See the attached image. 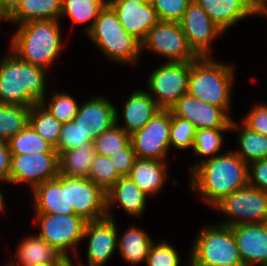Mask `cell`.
I'll return each instance as SVG.
<instances>
[{
  "label": "cell",
  "instance_id": "cell-33",
  "mask_svg": "<svg viewBox=\"0 0 267 266\" xmlns=\"http://www.w3.org/2000/svg\"><path fill=\"white\" fill-rule=\"evenodd\" d=\"M29 125L47 143L56 149L63 123L52 116L40 103L31 106Z\"/></svg>",
  "mask_w": 267,
  "mask_h": 266
},
{
  "label": "cell",
  "instance_id": "cell-27",
  "mask_svg": "<svg viewBox=\"0 0 267 266\" xmlns=\"http://www.w3.org/2000/svg\"><path fill=\"white\" fill-rule=\"evenodd\" d=\"M108 0H62L60 21L70 19V29L79 25L84 37L91 31L100 11L106 6ZM64 19V21H63ZM83 24V25H82Z\"/></svg>",
  "mask_w": 267,
  "mask_h": 266
},
{
  "label": "cell",
  "instance_id": "cell-22",
  "mask_svg": "<svg viewBox=\"0 0 267 266\" xmlns=\"http://www.w3.org/2000/svg\"><path fill=\"white\" fill-rule=\"evenodd\" d=\"M30 205L34 214H74L68 210L67 176L57 177L39 184L31 193Z\"/></svg>",
  "mask_w": 267,
  "mask_h": 266
},
{
  "label": "cell",
  "instance_id": "cell-49",
  "mask_svg": "<svg viewBox=\"0 0 267 266\" xmlns=\"http://www.w3.org/2000/svg\"><path fill=\"white\" fill-rule=\"evenodd\" d=\"M10 24V15L2 8L0 5V29L2 27V23Z\"/></svg>",
  "mask_w": 267,
  "mask_h": 266
},
{
  "label": "cell",
  "instance_id": "cell-37",
  "mask_svg": "<svg viewBox=\"0 0 267 266\" xmlns=\"http://www.w3.org/2000/svg\"><path fill=\"white\" fill-rule=\"evenodd\" d=\"M92 142L97 155L109 157L130 142V134L115 123Z\"/></svg>",
  "mask_w": 267,
  "mask_h": 266
},
{
  "label": "cell",
  "instance_id": "cell-14",
  "mask_svg": "<svg viewBox=\"0 0 267 266\" xmlns=\"http://www.w3.org/2000/svg\"><path fill=\"white\" fill-rule=\"evenodd\" d=\"M179 23L189 46L199 57L213 56L214 43L226 35L196 0L189 3Z\"/></svg>",
  "mask_w": 267,
  "mask_h": 266
},
{
  "label": "cell",
  "instance_id": "cell-52",
  "mask_svg": "<svg viewBox=\"0 0 267 266\" xmlns=\"http://www.w3.org/2000/svg\"><path fill=\"white\" fill-rule=\"evenodd\" d=\"M186 266H196V265H193L190 261L187 263Z\"/></svg>",
  "mask_w": 267,
  "mask_h": 266
},
{
  "label": "cell",
  "instance_id": "cell-21",
  "mask_svg": "<svg viewBox=\"0 0 267 266\" xmlns=\"http://www.w3.org/2000/svg\"><path fill=\"white\" fill-rule=\"evenodd\" d=\"M244 266H267V224L248 223L232 226Z\"/></svg>",
  "mask_w": 267,
  "mask_h": 266
},
{
  "label": "cell",
  "instance_id": "cell-17",
  "mask_svg": "<svg viewBox=\"0 0 267 266\" xmlns=\"http://www.w3.org/2000/svg\"><path fill=\"white\" fill-rule=\"evenodd\" d=\"M130 91L120 104L121 107L115 105V123L131 135L142 129L161 108L145 88Z\"/></svg>",
  "mask_w": 267,
  "mask_h": 266
},
{
  "label": "cell",
  "instance_id": "cell-42",
  "mask_svg": "<svg viewBox=\"0 0 267 266\" xmlns=\"http://www.w3.org/2000/svg\"><path fill=\"white\" fill-rule=\"evenodd\" d=\"M255 102L245 115H241L240 121L249 129L267 136V100Z\"/></svg>",
  "mask_w": 267,
  "mask_h": 266
},
{
  "label": "cell",
  "instance_id": "cell-28",
  "mask_svg": "<svg viewBox=\"0 0 267 266\" xmlns=\"http://www.w3.org/2000/svg\"><path fill=\"white\" fill-rule=\"evenodd\" d=\"M230 132H235L234 136L238 141V147L232 150L247 164L267 158V136L259 134L241 121L233 118Z\"/></svg>",
  "mask_w": 267,
  "mask_h": 266
},
{
  "label": "cell",
  "instance_id": "cell-15",
  "mask_svg": "<svg viewBox=\"0 0 267 266\" xmlns=\"http://www.w3.org/2000/svg\"><path fill=\"white\" fill-rule=\"evenodd\" d=\"M68 210L86 221H97L107 217L106 192L88 177L67 176Z\"/></svg>",
  "mask_w": 267,
  "mask_h": 266
},
{
  "label": "cell",
  "instance_id": "cell-24",
  "mask_svg": "<svg viewBox=\"0 0 267 266\" xmlns=\"http://www.w3.org/2000/svg\"><path fill=\"white\" fill-rule=\"evenodd\" d=\"M171 162L151 159H136L129 177L150 198L160 196L167 181H170Z\"/></svg>",
  "mask_w": 267,
  "mask_h": 266
},
{
  "label": "cell",
  "instance_id": "cell-1",
  "mask_svg": "<svg viewBox=\"0 0 267 266\" xmlns=\"http://www.w3.org/2000/svg\"><path fill=\"white\" fill-rule=\"evenodd\" d=\"M186 176L188 191L210 210L227 195L248 185V165L228 148L204 160Z\"/></svg>",
  "mask_w": 267,
  "mask_h": 266
},
{
  "label": "cell",
  "instance_id": "cell-29",
  "mask_svg": "<svg viewBox=\"0 0 267 266\" xmlns=\"http://www.w3.org/2000/svg\"><path fill=\"white\" fill-rule=\"evenodd\" d=\"M62 0H22L10 16L11 27L30 21L59 20Z\"/></svg>",
  "mask_w": 267,
  "mask_h": 266
},
{
  "label": "cell",
  "instance_id": "cell-46",
  "mask_svg": "<svg viewBox=\"0 0 267 266\" xmlns=\"http://www.w3.org/2000/svg\"><path fill=\"white\" fill-rule=\"evenodd\" d=\"M246 4L258 15L267 20V0H244Z\"/></svg>",
  "mask_w": 267,
  "mask_h": 266
},
{
  "label": "cell",
  "instance_id": "cell-25",
  "mask_svg": "<svg viewBox=\"0 0 267 266\" xmlns=\"http://www.w3.org/2000/svg\"><path fill=\"white\" fill-rule=\"evenodd\" d=\"M210 19L225 33L239 22L258 15L244 0H196Z\"/></svg>",
  "mask_w": 267,
  "mask_h": 266
},
{
  "label": "cell",
  "instance_id": "cell-43",
  "mask_svg": "<svg viewBox=\"0 0 267 266\" xmlns=\"http://www.w3.org/2000/svg\"><path fill=\"white\" fill-rule=\"evenodd\" d=\"M109 158L111 159L116 172L121 177L129 176L131 168L137 159L131 141L117 153H113L111 156H109Z\"/></svg>",
  "mask_w": 267,
  "mask_h": 266
},
{
  "label": "cell",
  "instance_id": "cell-41",
  "mask_svg": "<svg viewBox=\"0 0 267 266\" xmlns=\"http://www.w3.org/2000/svg\"><path fill=\"white\" fill-rule=\"evenodd\" d=\"M192 0H150L159 21L180 22Z\"/></svg>",
  "mask_w": 267,
  "mask_h": 266
},
{
  "label": "cell",
  "instance_id": "cell-6",
  "mask_svg": "<svg viewBox=\"0 0 267 266\" xmlns=\"http://www.w3.org/2000/svg\"><path fill=\"white\" fill-rule=\"evenodd\" d=\"M197 229L189 249V261L196 266H244L232 228L216 222Z\"/></svg>",
  "mask_w": 267,
  "mask_h": 266
},
{
  "label": "cell",
  "instance_id": "cell-45",
  "mask_svg": "<svg viewBox=\"0 0 267 266\" xmlns=\"http://www.w3.org/2000/svg\"><path fill=\"white\" fill-rule=\"evenodd\" d=\"M11 152L9 150V145L7 141L0 140V198L5 206L6 200H5V194L6 193L2 185H9V175H10V169H11ZM3 190V191H2ZM4 192V193H2Z\"/></svg>",
  "mask_w": 267,
  "mask_h": 266
},
{
  "label": "cell",
  "instance_id": "cell-47",
  "mask_svg": "<svg viewBox=\"0 0 267 266\" xmlns=\"http://www.w3.org/2000/svg\"><path fill=\"white\" fill-rule=\"evenodd\" d=\"M22 0H0L2 8L11 16L21 4Z\"/></svg>",
  "mask_w": 267,
  "mask_h": 266
},
{
  "label": "cell",
  "instance_id": "cell-35",
  "mask_svg": "<svg viewBox=\"0 0 267 266\" xmlns=\"http://www.w3.org/2000/svg\"><path fill=\"white\" fill-rule=\"evenodd\" d=\"M7 142L11 154L57 152V150L35 132L29 124Z\"/></svg>",
  "mask_w": 267,
  "mask_h": 266
},
{
  "label": "cell",
  "instance_id": "cell-9",
  "mask_svg": "<svg viewBox=\"0 0 267 266\" xmlns=\"http://www.w3.org/2000/svg\"><path fill=\"white\" fill-rule=\"evenodd\" d=\"M224 215V219L215 220L224 226L267 221V192L247 185L227 195L213 208Z\"/></svg>",
  "mask_w": 267,
  "mask_h": 266
},
{
  "label": "cell",
  "instance_id": "cell-36",
  "mask_svg": "<svg viewBox=\"0 0 267 266\" xmlns=\"http://www.w3.org/2000/svg\"><path fill=\"white\" fill-rule=\"evenodd\" d=\"M178 248L166 239L154 241L149 249L145 266H180L182 259ZM186 264L189 262V254H187Z\"/></svg>",
  "mask_w": 267,
  "mask_h": 266
},
{
  "label": "cell",
  "instance_id": "cell-39",
  "mask_svg": "<svg viewBox=\"0 0 267 266\" xmlns=\"http://www.w3.org/2000/svg\"><path fill=\"white\" fill-rule=\"evenodd\" d=\"M111 159L104 155H96L91 164L88 178L107 192L121 177L113 167Z\"/></svg>",
  "mask_w": 267,
  "mask_h": 266
},
{
  "label": "cell",
  "instance_id": "cell-34",
  "mask_svg": "<svg viewBox=\"0 0 267 266\" xmlns=\"http://www.w3.org/2000/svg\"><path fill=\"white\" fill-rule=\"evenodd\" d=\"M31 107L0 103V140L8 141L29 124Z\"/></svg>",
  "mask_w": 267,
  "mask_h": 266
},
{
  "label": "cell",
  "instance_id": "cell-32",
  "mask_svg": "<svg viewBox=\"0 0 267 266\" xmlns=\"http://www.w3.org/2000/svg\"><path fill=\"white\" fill-rule=\"evenodd\" d=\"M51 91V93H50ZM81 101H77L75 96L65 90H58L52 85L40 104L47 109L59 122L67 123L73 121L79 111Z\"/></svg>",
  "mask_w": 267,
  "mask_h": 266
},
{
  "label": "cell",
  "instance_id": "cell-3",
  "mask_svg": "<svg viewBox=\"0 0 267 266\" xmlns=\"http://www.w3.org/2000/svg\"><path fill=\"white\" fill-rule=\"evenodd\" d=\"M62 24L60 20H40L16 25L8 39V48L24 62L51 72L68 46Z\"/></svg>",
  "mask_w": 267,
  "mask_h": 266
},
{
  "label": "cell",
  "instance_id": "cell-13",
  "mask_svg": "<svg viewBox=\"0 0 267 266\" xmlns=\"http://www.w3.org/2000/svg\"><path fill=\"white\" fill-rule=\"evenodd\" d=\"M82 242L87 243L86 264L81 254L77 255L82 266H107L118 250L117 220L105 217L87 221Z\"/></svg>",
  "mask_w": 267,
  "mask_h": 266
},
{
  "label": "cell",
  "instance_id": "cell-23",
  "mask_svg": "<svg viewBox=\"0 0 267 266\" xmlns=\"http://www.w3.org/2000/svg\"><path fill=\"white\" fill-rule=\"evenodd\" d=\"M14 253L3 266H53L63 257L34 231L18 241Z\"/></svg>",
  "mask_w": 267,
  "mask_h": 266
},
{
  "label": "cell",
  "instance_id": "cell-18",
  "mask_svg": "<svg viewBox=\"0 0 267 266\" xmlns=\"http://www.w3.org/2000/svg\"><path fill=\"white\" fill-rule=\"evenodd\" d=\"M106 198L107 217L115 220L117 219L114 213L115 207L117 211L119 210L118 213L122 211L132 220H139L147 213L148 199H151L129 176L120 177L106 192Z\"/></svg>",
  "mask_w": 267,
  "mask_h": 266
},
{
  "label": "cell",
  "instance_id": "cell-4",
  "mask_svg": "<svg viewBox=\"0 0 267 266\" xmlns=\"http://www.w3.org/2000/svg\"><path fill=\"white\" fill-rule=\"evenodd\" d=\"M236 64L214 56L198 57L190 62L188 94L222 108L232 119ZM233 93V94H232Z\"/></svg>",
  "mask_w": 267,
  "mask_h": 266
},
{
  "label": "cell",
  "instance_id": "cell-12",
  "mask_svg": "<svg viewBox=\"0 0 267 266\" xmlns=\"http://www.w3.org/2000/svg\"><path fill=\"white\" fill-rule=\"evenodd\" d=\"M171 112L161 109L149 122L130 135L138 159L169 162Z\"/></svg>",
  "mask_w": 267,
  "mask_h": 266
},
{
  "label": "cell",
  "instance_id": "cell-19",
  "mask_svg": "<svg viewBox=\"0 0 267 266\" xmlns=\"http://www.w3.org/2000/svg\"><path fill=\"white\" fill-rule=\"evenodd\" d=\"M107 95L92 94L80 102L73 121L79 125L91 141L115 124V103Z\"/></svg>",
  "mask_w": 267,
  "mask_h": 266
},
{
  "label": "cell",
  "instance_id": "cell-40",
  "mask_svg": "<svg viewBox=\"0 0 267 266\" xmlns=\"http://www.w3.org/2000/svg\"><path fill=\"white\" fill-rule=\"evenodd\" d=\"M92 142L88 134L74 121L63 123L56 150L58 155L68 149H75L81 144Z\"/></svg>",
  "mask_w": 267,
  "mask_h": 266
},
{
  "label": "cell",
  "instance_id": "cell-7",
  "mask_svg": "<svg viewBox=\"0 0 267 266\" xmlns=\"http://www.w3.org/2000/svg\"><path fill=\"white\" fill-rule=\"evenodd\" d=\"M36 234L63 256H77L87 221L77 214H32ZM38 227V228H37Z\"/></svg>",
  "mask_w": 267,
  "mask_h": 266
},
{
  "label": "cell",
  "instance_id": "cell-20",
  "mask_svg": "<svg viewBox=\"0 0 267 266\" xmlns=\"http://www.w3.org/2000/svg\"><path fill=\"white\" fill-rule=\"evenodd\" d=\"M124 29L142 43L149 30L159 22L152 4L132 0H108Z\"/></svg>",
  "mask_w": 267,
  "mask_h": 266
},
{
  "label": "cell",
  "instance_id": "cell-50",
  "mask_svg": "<svg viewBox=\"0 0 267 266\" xmlns=\"http://www.w3.org/2000/svg\"><path fill=\"white\" fill-rule=\"evenodd\" d=\"M6 212H8V210L0 198V216L2 215V217H3V215L8 214Z\"/></svg>",
  "mask_w": 267,
  "mask_h": 266
},
{
  "label": "cell",
  "instance_id": "cell-51",
  "mask_svg": "<svg viewBox=\"0 0 267 266\" xmlns=\"http://www.w3.org/2000/svg\"><path fill=\"white\" fill-rule=\"evenodd\" d=\"M134 2H139V3H149L150 0H132Z\"/></svg>",
  "mask_w": 267,
  "mask_h": 266
},
{
  "label": "cell",
  "instance_id": "cell-8",
  "mask_svg": "<svg viewBox=\"0 0 267 266\" xmlns=\"http://www.w3.org/2000/svg\"><path fill=\"white\" fill-rule=\"evenodd\" d=\"M159 63L146 75L145 90L161 109H169L188 93L190 62Z\"/></svg>",
  "mask_w": 267,
  "mask_h": 266
},
{
  "label": "cell",
  "instance_id": "cell-11",
  "mask_svg": "<svg viewBox=\"0 0 267 266\" xmlns=\"http://www.w3.org/2000/svg\"><path fill=\"white\" fill-rule=\"evenodd\" d=\"M58 153L12 154L9 185L24 186L31 193L39 184L57 177Z\"/></svg>",
  "mask_w": 267,
  "mask_h": 266
},
{
  "label": "cell",
  "instance_id": "cell-2",
  "mask_svg": "<svg viewBox=\"0 0 267 266\" xmlns=\"http://www.w3.org/2000/svg\"><path fill=\"white\" fill-rule=\"evenodd\" d=\"M0 57V103L31 107L55 84L50 71L24 62L9 48Z\"/></svg>",
  "mask_w": 267,
  "mask_h": 266
},
{
  "label": "cell",
  "instance_id": "cell-31",
  "mask_svg": "<svg viewBox=\"0 0 267 266\" xmlns=\"http://www.w3.org/2000/svg\"><path fill=\"white\" fill-rule=\"evenodd\" d=\"M225 133V134H223ZM226 133L230 132V128H211L196 130L194 138L193 154L199 156L194 162L189 164L187 175L204 160L214 158L216 155L224 153L221 151L226 141L224 138ZM221 152V153H220Z\"/></svg>",
  "mask_w": 267,
  "mask_h": 266
},
{
  "label": "cell",
  "instance_id": "cell-5",
  "mask_svg": "<svg viewBox=\"0 0 267 266\" xmlns=\"http://www.w3.org/2000/svg\"><path fill=\"white\" fill-rule=\"evenodd\" d=\"M85 38H88L110 63L135 68L141 64V43L124 29L116 12L108 3L100 11Z\"/></svg>",
  "mask_w": 267,
  "mask_h": 266
},
{
  "label": "cell",
  "instance_id": "cell-38",
  "mask_svg": "<svg viewBox=\"0 0 267 266\" xmlns=\"http://www.w3.org/2000/svg\"><path fill=\"white\" fill-rule=\"evenodd\" d=\"M196 127L189 121L171 114L170 151H190L194 148ZM173 147V148H172Z\"/></svg>",
  "mask_w": 267,
  "mask_h": 266
},
{
  "label": "cell",
  "instance_id": "cell-30",
  "mask_svg": "<svg viewBox=\"0 0 267 266\" xmlns=\"http://www.w3.org/2000/svg\"><path fill=\"white\" fill-rule=\"evenodd\" d=\"M96 155L93 142L65 150L58 155L59 173L68 177H88Z\"/></svg>",
  "mask_w": 267,
  "mask_h": 266
},
{
  "label": "cell",
  "instance_id": "cell-26",
  "mask_svg": "<svg viewBox=\"0 0 267 266\" xmlns=\"http://www.w3.org/2000/svg\"><path fill=\"white\" fill-rule=\"evenodd\" d=\"M118 223V250L117 255L130 266H140L146 263L151 244L155 241L151 233L137 226L129 224L125 230L119 231Z\"/></svg>",
  "mask_w": 267,
  "mask_h": 266
},
{
  "label": "cell",
  "instance_id": "cell-44",
  "mask_svg": "<svg viewBox=\"0 0 267 266\" xmlns=\"http://www.w3.org/2000/svg\"><path fill=\"white\" fill-rule=\"evenodd\" d=\"M248 185L267 192V158L248 165Z\"/></svg>",
  "mask_w": 267,
  "mask_h": 266
},
{
  "label": "cell",
  "instance_id": "cell-48",
  "mask_svg": "<svg viewBox=\"0 0 267 266\" xmlns=\"http://www.w3.org/2000/svg\"><path fill=\"white\" fill-rule=\"evenodd\" d=\"M53 266H82L78 256H63Z\"/></svg>",
  "mask_w": 267,
  "mask_h": 266
},
{
  "label": "cell",
  "instance_id": "cell-10",
  "mask_svg": "<svg viewBox=\"0 0 267 266\" xmlns=\"http://www.w3.org/2000/svg\"><path fill=\"white\" fill-rule=\"evenodd\" d=\"M146 51L160 60L163 58V62H192L199 57L189 46L178 22L155 24L141 43V57Z\"/></svg>",
  "mask_w": 267,
  "mask_h": 266
},
{
  "label": "cell",
  "instance_id": "cell-16",
  "mask_svg": "<svg viewBox=\"0 0 267 266\" xmlns=\"http://www.w3.org/2000/svg\"><path fill=\"white\" fill-rule=\"evenodd\" d=\"M169 110L173 116L189 121L197 130L231 127L232 118L222 108L199 100L188 93Z\"/></svg>",
  "mask_w": 267,
  "mask_h": 266
}]
</instances>
